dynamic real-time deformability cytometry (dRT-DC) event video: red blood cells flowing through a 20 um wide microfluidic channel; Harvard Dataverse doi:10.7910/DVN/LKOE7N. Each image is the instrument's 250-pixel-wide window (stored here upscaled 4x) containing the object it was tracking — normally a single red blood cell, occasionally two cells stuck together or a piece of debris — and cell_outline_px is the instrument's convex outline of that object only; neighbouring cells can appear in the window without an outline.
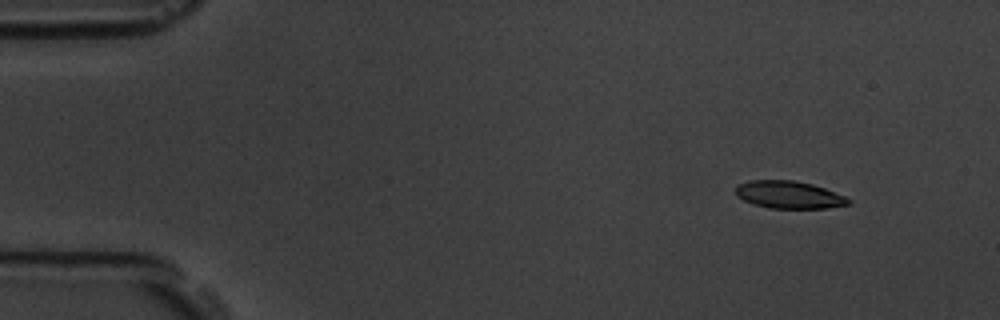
{"species": "common noctule bat (a hibernating species)", "species_latin": "Nyctalus noctula", "temperature_condition": "room temperature", "stored_images_in_passage": 4, "camera_frame_rate_fps": 3000, "um_per_image_px": 0.085, "animal": {"sex": "male", "body_mass_g": 19.5, "forearm_length_mm": 54.6}, "frame": {"image": 1, "passage_image": 2, "time_ms": 1.333, "image_size_px": [1000, 320], "cell_outline_px": [[852, 204], [828, 208], [768, 208], [752, 204], [736, 196], [736, 188], [740, 184], [748, 180], [792, 180], [812, 184], [824, 188], [844, 196], [852, 200]], "centroid_in_image_um": [67.07, 16.56], "position_along_channel_um": 17.9, "area_um2": 18.09}}
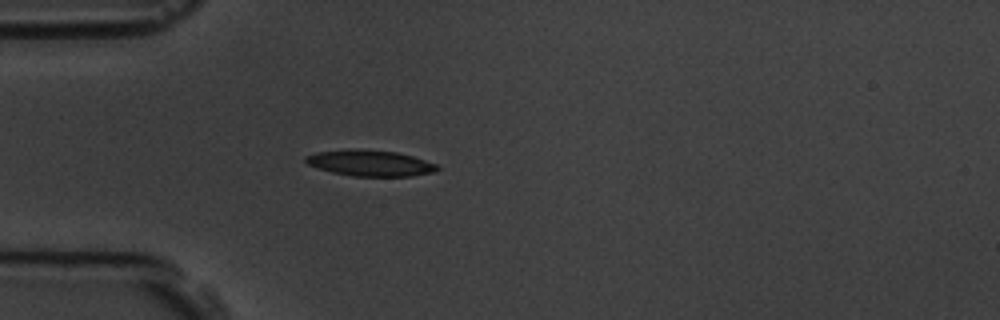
{"frame": {"image": 2, "passage_image": 4, "time_ms": 4.667, "image_size_px": [1000, 320], "cell_outline_px": [[440, 168], [432, 172], [412, 176], [352, 176], [332, 172], [308, 164], [304, 160], [304, 156], [316, 152], [352, 148], [396, 152], [412, 156], [436, 164]], "centroid_in_image_um": [31.43, 13.85], "position_along_channel_um": 53.6, "area_um2": 19.83}}